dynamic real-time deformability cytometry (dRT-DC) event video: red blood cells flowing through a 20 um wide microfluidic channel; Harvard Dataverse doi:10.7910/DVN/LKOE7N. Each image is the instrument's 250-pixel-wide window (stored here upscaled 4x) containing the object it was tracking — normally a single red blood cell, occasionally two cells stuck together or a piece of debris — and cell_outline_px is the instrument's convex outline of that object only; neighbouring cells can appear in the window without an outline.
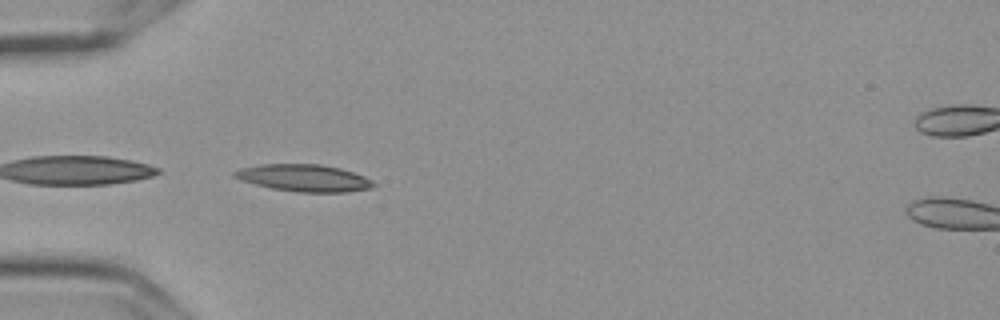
{"species": "Egyptian fruit bat (a non-hibernating species)", "species_latin": "Rousettus aegyptiacus", "temperature_condition": "cold", "stored_images_in_passage": 40, "camera_frame_rate_fps": 3000, "um_per_image_px": 0.085, "frame": {"image": 1, "passage_image": 1, "time_ms": 0.0, "image_size_px": [1000, 320], "cell_outline_px": [[376, 184], [372, 188], [348, 192], [296, 192], [272, 188], [256, 184], [232, 176], [232, 172], [240, 168], [260, 164], [320, 164], [340, 168], [364, 176], [372, 180]], "centroid_in_image_um": [25.86, 15.12], "position_along_channel_um": 59.1, "area_um2": 21.85}}
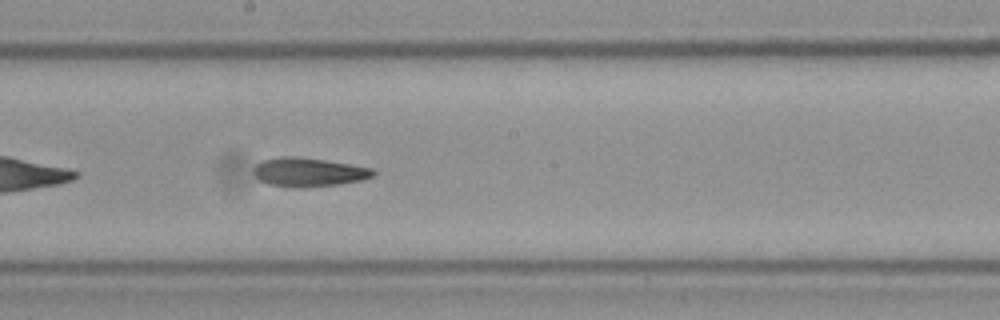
{"frame": {"image": 2, "passage_image": 15, "time_ms": 4.667, "image_size_px": [1000, 320], "cell_outline_px": [[376, 172], [372, 176], [360, 180], [336, 184], [268, 184], [260, 180], [252, 172], [256, 164], [260, 160], [280, 156], [296, 156], [324, 160], [372, 168]], "centroid_in_image_um": [26.19, 14.56], "position_along_channel_um": 222.0, "area_um2": 18.96}}
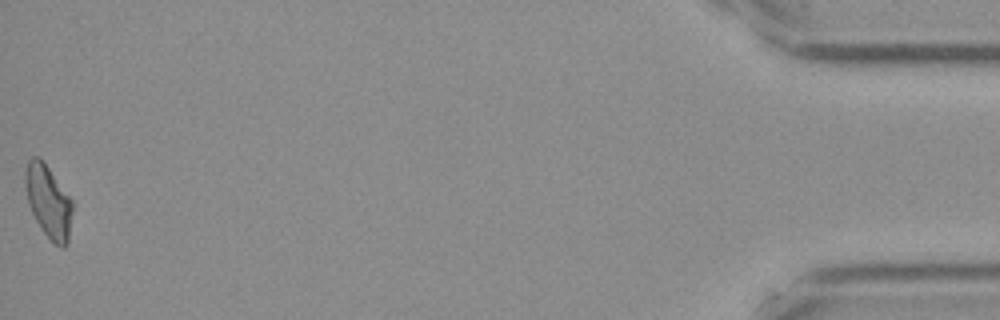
{"frame": {"image": 3, "passage_image": 40, "time_ms": 13.0, "image_size_px": [1000, 320], "cell_outline_px": [[72, 212], [68, 244], [64, 248], [60, 248], [40, 228], [28, 204], [24, 184], [24, 172], [28, 160], [32, 156], [40, 156], [72, 200]], "centroid_in_image_um": [4.09, 17.1], "position_along_channel_um": 431.1, "area_um2": 20.06}, "authors_computed_cell_mechanics": {"area_um2": 20.1144, "velocity_mm_per_s": 3.6045, "shape_relaxation_time_tau1_ms": null, "shape_relaxation_time_tau2_ms": 4.1888, "deformation_change_tau1": null, "deformation_change_tau2": 0.1255}}